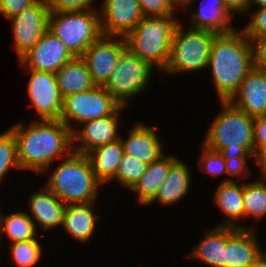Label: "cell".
<instances>
[{
    "mask_svg": "<svg viewBox=\"0 0 266 267\" xmlns=\"http://www.w3.org/2000/svg\"><path fill=\"white\" fill-rule=\"evenodd\" d=\"M244 182L239 186L230 178L224 179L216 190L214 198L215 204L227 216V220L221 226H229L241 229H249L237 225L236 219L244 218V200H243ZM235 221V222H234Z\"/></svg>",
    "mask_w": 266,
    "mask_h": 267,
    "instance_id": "obj_22",
    "label": "cell"
},
{
    "mask_svg": "<svg viewBox=\"0 0 266 267\" xmlns=\"http://www.w3.org/2000/svg\"><path fill=\"white\" fill-rule=\"evenodd\" d=\"M1 236L6 235L14 242L36 239V226L34 220L26 212H17L3 215L1 219Z\"/></svg>",
    "mask_w": 266,
    "mask_h": 267,
    "instance_id": "obj_28",
    "label": "cell"
},
{
    "mask_svg": "<svg viewBox=\"0 0 266 267\" xmlns=\"http://www.w3.org/2000/svg\"><path fill=\"white\" fill-rule=\"evenodd\" d=\"M100 13L103 36L126 37L144 18L138 0H104Z\"/></svg>",
    "mask_w": 266,
    "mask_h": 267,
    "instance_id": "obj_13",
    "label": "cell"
},
{
    "mask_svg": "<svg viewBox=\"0 0 266 267\" xmlns=\"http://www.w3.org/2000/svg\"><path fill=\"white\" fill-rule=\"evenodd\" d=\"M247 267H266V251Z\"/></svg>",
    "mask_w": 266,
    "mask_h": 267,
    "instance_id": "obj_42",
    "label": "cell"
},
{
    "mask_svg": "<svg viewBox=\"0 0 266 267\" xmlns=\"http://www.w3.org/2000/svg\"><path fill=\"white\" fill-rule=\"evenodd\" d=\"M74 58L72 53L62 44L50 30L21 58L26 69L56 73L65 63Z\"/></svg>",
    "mask_w": 266,
    "mask_h": 267,
    "instance_id": "obj_14",
    "label": "cell"
},
{
    "mask_svg": "<svg viewBox=\"0 0 266 267\" xmlns=\"http://www.w3.org/2000/svg\"><path fill=\"white\" fill-rule=\"evenodd\" d=\"M221 105L223 111L216 116L208 129L203 145L210 150L220 152L224 160L240 174L244 172L249 174L246 156L253 157L255 154L254 117L230 101H221Z\"/></svg>",
    "mask_w": 266,
    "mask_h": 267,
    "instance_id": "obj_3",
    "label": "cell"
},
{
    "mask_svg": "<svg viewBox=\"0 0 266 267\" xmlns=\"http://www.w3.org/2000/svg\"><path fill=\"white\" fill-rule=\"evenodd\" d=\"M121 104L117 102L103 86H94L84 92L63 98L61 120L72 132L71 119L77 123L102 118L113 114Z\"/></svg>",
    "mask_w": 266,
    "mask_h": 267,
    "instance_id": "obj_9",
    "label": "cell"
},
{
    "mask_svg": "<svg viewBox=\"0 0 266 267\" xmlns=\"http://www.w3.org/2000/svg\"><path fill=\"white\" fill-rule=\"evenodd\" d=\"M256 65L266 70V38L260 40L256 45Z\"/></svg>",
    "mask_w": 266,
    "mask_h": 267,
    "instance_id": "obj_40",
    "label": "cell"
},
{
    "mask_svg": "<svg viewBox=\"0 0 266 267\" xmlns=\"http://www.w3.org/2000/svg\"><path fill=\"white\" fill-rule=\"evenodd\" d=\"M244 218L253 216L257 220L266 216V183L255 181L244 183Z\"/></svg>",
    "mask_w": 266,
    "mask_h": 267,
    "instance_id": "obj_29",
    "label": "cell"
},
{
    "mask_svg": "<svg viewBox=\"0 0 266 267\" xmlns=\"http://www.w3.org/2000/svg\"><path fill=\"white\" fill-rule=\"evenodd\" d=\"M202 146L203 152L201 153L202 156L199 159V169H203L205 172L209 174L211 173L215 176L227 173L230 176H237L239 180H241V177L242 179L247 177L248 174H240L234 167L226 162L220 152L210 150L204 145Z\"/></svg>",
    "mask_w": 266,
    "mask_h": 267,
    "instance_id": "obj_30",
    "label": "cell"
},
{
    "mask_svg": "<svg viewBox=\"0 0 266 267\" xmlns=\"http://www.w3.org/2000/svg\"><path fill=\"white\" fill-rule=\"evenodd\" d=\"M174 13L167 16L144 17L125 37L127 48L140 59L164 71L171 52L172 38L178 22Z\"/></svg>",
    "mask_w": 266,
    "mask_h": 267,
    "instance_id": "obj_5",
    "label": "cell"
},
{
    "mask_svg": "<svg viewBox=\"0 0 266 267\" xmlns=\"http://www.w3.org/2000/svg\"><path fill=\"white\" fill-rule=\"evenodd\" d=\"M125 108L121 105L113 114L102 118L82 123V130L72 132L73 142H81L73 152L87 154L96 147L112 143L121 138L118 131V114L120 109Z\"/></svg>",
    "mask_w": 266,
    "mask_h": 267,
    "instance_id": "obj_15",
    "label": "cell"
},
{
    "mask_svg": "<svg viewBox=\"0 0 266 267\" xmlns=\"http://www.w3.org/2000/svg\"><path fill=\"white\" fill-rule=\"evenodd\" d=\"M148 164L123 153L121 163L113 179L131 189L147 170Z\"/></svg>",
    "mask_w": 266,
    "mask_h": 267,
    "instance_id": "obj_31",
    "label": "cell"
},
{
    "mask_svg": "<svg viewBox=\"0 0 266 267\" xmlns=\"http://www.w3.org/2000/svg\"><path fill=\"white\" fill-rule=\"evenodd\" d=\"M2 212L0 211V231H1V219H2V214H1ZM0 236H1V232H0ZM0 239H1V237H0ZM1 241V240H0ZM1 244V243H0Z\"/></svg>",
    "mask_w": 266,
    "mask_h": 267,
    "instance_id": "obj_46",
    "label": "cell"
},
{
    "mask_svg": "<svg viewBox=\"0 0 266 267\" xmlns=\"http://www.w3.org/2000/svg\"><path fill=\"white\" fill-rule=\"evenodd\" d=\"M264 181L266 180V163L261 167Z\"/></svg>",
    "mask_w": 266,
    "mask_h": 267,
    "instance_id": "obj_45",
    "label": "cell"
},
{
    "mask_svg": "<svg viewBox=\"0 0 266 267\" xmlns=\"http://www.w3.org/2000/svg\"><path fill=\"white\" fill-rule=\"evenodd\" d=\"M256 65V48L244 30L216 34L208 60L221 101H229Z\"/></svg>",
    "mask_w": 266,
    "mask_h": 267,
    "instance_id": "obj_2",
    "label": "cell"
},
{
    "mask_svg": "<svg viewBox=\"0 0 266 267\" xmlns=\"http://www.w3.org/2000/svg\"><path fill=\"white\" fill-rule=\"evenodd\" d=\"M266 144V116L254 118V146L255 152Z\"/></svg>",
    "mask_w": 266,
    "mask_h": 267,
    "instance_id": "obj_38",
    "label": "cell"
},
{
    "mask_svg": "<svg viewBox=\"0 0 266 267\" xmlns=\"http://www.w3.org/2000/svg\"><path fill=\"white\" fill-rule=\"evenodd\" d=\"M38 120L28 127L17 123L9 130L16 141L20 168L41 173L48 170L55 158L72 153L73 138L72 130L61 120Z\"/></svg>",
    "mask_w": 266,
    "mask_h": 267,
    "instance_id": "obj_1",
    "label": "cell"
},
{
    "mask_svg": "<svg viewBox=\"0 0 266 267\" xmlns=\"http://www.w3.org/2000/svg\"><path fill=\"white\" fill-rule=\"evenodd\" d=\"M232 16L223 0H203L200 8L193 11L190 20L194 29H206L220 34L235 30L229 23Z\"/></svg>",
    "mask_w": 266,
    "mask_h": 267,
    "instance_id": "obj_21",
    "label": "cell"
},
{
    "mask_svg": "<svg viewBox=\"0 0 266 267\" xmlns=\"http://www.w3.org/2000/svg\"><path fill=\"white\" fill-rule=\"evenodd\" d=\"M173 155H163L158 160L148 164L147 170L131 188L137 193L138 201L148 205L156 196L161 185L166 181L171 166L177 161Z\"/></svg>",
    "mask_w": 266,
    "mask_h": 267,
    "instance_id": "obj_20",
    "label": "cell"
},
{
    "mask_svg": "<svg viewBox=\"0 0 266 267\" xmlns=\"http://www.w3.org/2000/svg\"><path fill=\"white\" fill-rule=\"evenodd\" d=\"M49 8L45 0H37L9 20L12 22L14 48L19 59L28 52L48 30Z\"/></svg>",
    "mask_w": 266,
    "mask_h": 267,
    "instance_id": "obj_10",
    "label": "cell"
},
{
    "mask_svg": "<svg viewBox=\"0 0 266 267\" xmlns=\"http://www.w3.org/2000/svg\"><path fill=\"white\" fill-rule=\"evenodd\" d=\"M229 101L251 117L266 116V70L255 65Z\"/></svg>",
    "mask_w": 266,
    "mask_h": 267,
    "instance_id": "obj_16",
    "label": "cell"
},
{
    "mask_svg": "<svg viewBox=\"0 0 266 267\" xmlns=\"http://www.w3.org/2000/svg\"><path fill=\"white\" fill-rule=\"evenodd\" d=\"M43 192H34L29 197L30 218L37 220L43 230L63 225L64 212L67 207L58 197H56L45 186Z\"/></svg>",
    "mask_w": 266,
    "mask_h": 267,
    "instance_id": "obj_19",
    "label": "cell"
},
{
    "mask_svg": "<svg viewBox=\"0 0 266 267\" xmlns=\"http://www.w3.org/2000/svg\"><path fill=\"white\" fill-rule=\"evenodd\" d=\"M51 174L45 187L65 205L95 202L101 183L86 154L72 152Z\"/></svg>",
    "mask_w": 266,
    "mask_h": 267,
    "instance_id": "obj_4",
    "label": "cell"
},
{
    "mask_svg": "<svg viewBox=\"0 0 266 267\" xmlns=\"http://www.w3.org/2000/svg\"><path fill=\"white\" fill-rule=\"evenodd\" d=\"M93 202L87 204L67 205L62 227L71 237L80 242H88L92 238L98 215L95 214Z\"/></svg>",
    "mask_w": 266,
    "mask_h": 267,
    "instance_id": "obj_24",
    "label": "cell"
},
{
    "mask_svg": "<svg viewBox=\"0 0 266 267\" xmlns=\"http://www.w3.org/2000/svg\"><path fill=\"white\" fill-rule=\"evenodd\" d=\"M123 145L119 140L94 148L86 155L95 177L101 184L112 181L121 163Z\"/></svg>",
    "mask_w": 266,
    "mask_h": 267,
    "instance_id": "obj_25",
    "label": "cell"
},
{
    "mask_svg": "<svg viewBox=\"0 0 266 267\" xmlns=\"http://www.w3.org/2000/svg\"><path fill=\"white\" fill-rule=\"evenodd\" d=\"M144 17H159L173 14L169 0H138Z\"/></svg>",
    "mask_w": 266,
    "mask_h": 267,
    "instance_id": "obj_35",
    "label": "cell"
},
{
    "mask_svg": "<svg viewBox=\"0 0 266 267\" xmlns=\"http://www.w3.org/2000/svg\"><path fill=\"white\" fill-rule=\"evenodd\" d=\"M55 75L63 98L88 91L96 86L92 81L88 66L81 57H74L65 63Z\"/></svg>",
    "mask_w": 266,
    "mask_h": 267,
    "instance_id": "obj_23",
    "label": "cell"
},
{
    "mask_svg": "<svg viewBox=\"0 0 266 267\" xmlns=\"http://www.w3.org/2000/svg\"><path fill=\"white\" fill-rule=\"evenodd\" d=\"M252 4H256L258 9L266 8V0H250L249 9L252 7Z\"/></svg>",
    "mask_w": 266,
    "mask_h": 267,
    "instance_id": "obj_44",
    "label": "cell"
},
{
    "mask_svg": "<svg viewBox=\"0 0 266 267\" xmlns=\"http://www.w3.org/2000/svg\"><path fill=\"white\" fill-rule=\"evenodd\" d=\"M37 0H0V13L7 19L20 14Z\"/></svg>",
    "mask_w": 266,
    "mask_h": 267,
    "instance_id": "obj_37",
    "label": "cell"
},
{
    "mask_svg": "<svg viewBox=\"0 0 266 267\" xmlns=\"http://www.w3.org/2000/svg\"><path fill=\"white\" fill-rule=\"evenodd\" d=\"M204 239L198 243L189 255L193 258H199L204 263L213 267H224L225 249H226V226H217L213 230L206 232Z\"/></svg>",
    "mask_w": 266,
    "mask_h": 267,
    "instance_id": "obj_27",
    "label": "cell"
},
{
    "mask_svg": "<svg viewBox=\"0 0 266 267\" xmlns=\"http://www.w3.org/2000/svg\"><path fill=\"white\" fill-rule=\"evenodd\" d=\"M12 167L21 169L17 160L16 141L8 129L0 134V181Z\"/></svg>",
    "mask_w": 266,
    "mask_h": 267,
    "instance_id": "obj_33",
    "label": "cell"
},
{
    "mask_svg": "<svg viewBox=\"0 0 266 267\" xmlns=\"http://www.w3.org/2000/svg\"><path fill=\"white\" fill-rule=\"evenodd\" d=\"M189 167L180 160H177L170 168L166 181L159 188L154 199L164 205H172L188 193L191 176Z\"/></svg>",
    "mask_w": 266,
    "mask_h": 267,
    "instance_id": "obj_26",
    "label": "cell"
},
{
    "mask_svg": "<svg viewBox=\"0 0 266 267\" xmlns=\"http://www.w3.org/2000/svg\"><path fill=\"white\" fill-rule=\"evenodd\" d=\"M117 38L102 35L81 56L88 66L93 83L97 86H103L107 82L119 56L127 48L125 37Z\"/></svg>",
    "mask_w": 266,
    "mask_h": 267,
    "instance_id": "obj_11",
    "label": "cell"
},
{
    "mask_svg": "<svg viewBox=\"0 0 266 267\" xmlns=\"http://www.w3.org/2000/svg\"><path fill=\"white\" fill-rule=\"evenodd\" d=\"M11 246V259L18 267H32L42 257V248L37 239L14 242Z\"/></svg>",
    "mask_w": 266,
    "mask_h": 267,
    "instance_id": "obj_32",
    "label": "cell"
},
{
    "mask_svg": "<svg viewBox=\"0 0 266 267\" xmlns=\"http://www.w3.org/2000/svg\"><path fill=\"white\" fill-rule=\"evenodd\" d=\"M177 26L172 38L167 73H184L208 67L210 48L217 33L206 29L191 28L188 32Z\"/></svg>",
    "mask_w": 266,
    "mask_h": 267,
    "instance_id": "obj_7",
    "label": "cell"
},
{
    "mask_svg": "<svg viewBox=\"0 0 266 267\" xmlns=\"http://www.w3.org/2000/svg\"><path fill=\"white\" fill-rule=\"evenodd\" d=\"M31 77L27 92L32 106L40 115L39 119L59 120L63 97L60 93L56 75L51 72L28 69Z\"/></svg>",
    "mask_w": 266,
    "mask_h": 267,
    "instance_id": "obj_12",
    "label": "cell"
},
{
    "mask_svg": "<svg viewBox=\"0 0 266 267\" xmlns=\"http://www.w3.org/2000/svg\"><path fill=\"white\" fill-rule=\"evenodd\" d=\"M153 67L126 48L103 87L121 105L148 86Z\"/></svg>",
    "mask_w": 266,
    "mask_h": 267,
    "instance_id": "obj_8",
    "label": "cell"
},
{
    "mask_svg": "<svg viewBox=\"0 0 266 267\" xmlns=\"http://www.w3.org/2000/svg\"><path fill=\"white\" fill-rule=\"evenodd\" d=\"M50 12L95 10L94 0H45Z\"/></svg>",
    "mask_w": 266,
    "mask_h": 267,
    "instance_id": "obj_36",
    "label": "cell"
},
{
    "mask_svg": "<svg viewBox=\"0 0 266 267\" xmlns=\"http://www.w3.org/2000/svg\"><path fill=\"white\" fill-rule=\"evenodd\" d=\"M254 234V228L241 229L226 226L224 267H247L262 253Z\"/></svg>",
    "mask_w": 266,
    "mask_h": 267,
    "instance_id": "obj_17",
    "label": "cell"
},
{
    "mask_svg": "<svg viewBox=\"0 0 266 267\" xmlns=\"http://www.w3.org/2000/svg\"><path fill=\"white\" fill-rule=\"evenodd\" d=\"M155 126L137 123L127 133L128 138H120L123 152L147 164L158 160L164 155L161 141L155 132Z\"/></svg>",
    "mask_w": 266,
    "mask_h": 267,
    "instance_id": "obj_18",
    "label": "cell"
},
{
    "mask_svg": "<svg viewBox=\"0 0 266 267\" xmlns=\"http://www.w3.org/2000/svg\"><path fill=\"white\" fill-rule=\"evenodd\" d=\"M248 38L256 45L266 38V8L253 13L251 21L243 29Z\"/></svg>",
    "mask_w": 266,
    "mask_h": 267,
    "instance_id": "obj_34",
    "label": "cell"
},
{
    "mask_svg": "<svg viewBox=\"0 0 266 267\" xmlns=\"http://www.w3.org/2000/svg\"><path fill=\"white\" fill-rule=\"evenodd\" d=\"M192 1L194 0H169L170 4L173 6V8L176 6V5H179V6H184L185 8H187V6H190Z\"/></svg>",
    "mask_w": 266,
    "mask_h": 267,
    "instance_id": "obj_43",
    "label": "cell"
},
{
    "mask_svg": "<svg viewBox=\"0 0 266 267\" xmlns=\"http://www.w3.org/2000/svg\"><path fill=\"white\" fill-rule=\"evenodd\" d=\"M257 164L262 167L266 163V144H263L254 154Z\"/></svg>",
    "mask_w": 266,
    "mask_h": 267,
    "instance_id": "obj_41",
    "label": "cell"
},
{
    "mask_svg": "<svg viewBox=\"0 0 266 267\" xmlns=\"http://www.w3.org/2000/svg\"><path fill=\"white\" fill-rule=\"evenodd\" d=\"M99 16L96 10L50 12L48 30L74 57H81L102 36Z\"/></svg>",
    "mask_w": 266,
    "mask_h": 267,
    "instance_id": "obj_6",
    "label": "cell"
},
{
    "mask_svg": "<svg viewBox=\"0 0 266 267\" xmlns=\"http://www.w3.org/2000/svg\"><path fill=\"white\" fill-rule=\"evenodd\" d=\"M226 8L233 14L237 13H249L250 0H223Z\"/></svg>",
    "mask_w": 266,
    "mask_h": 267,
    "instance_id": "obj_39",
    "label": "cell"
}]
</instances>
